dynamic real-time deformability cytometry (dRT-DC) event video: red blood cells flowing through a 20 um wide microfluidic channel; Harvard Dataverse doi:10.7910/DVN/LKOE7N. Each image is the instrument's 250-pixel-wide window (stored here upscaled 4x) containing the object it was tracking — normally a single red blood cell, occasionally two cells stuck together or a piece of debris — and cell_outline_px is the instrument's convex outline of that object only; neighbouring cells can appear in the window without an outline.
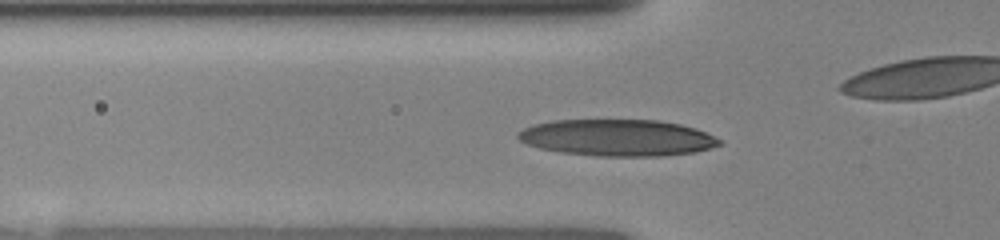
{"species": "human", "species_latin": "Homo sapiens", "temperature_condition": "room temperature", "stored_images_in_passage": 7, "camera_frame_rate_fps": 3000, "um_per_image_px": 0.085, "donor": {"sex": "female"}, "frame": {"image": 1, "passage_image": 5, "time_ms": 3.0, "image_size_px": [1000, 240], "cell_outline_px": [[724, 144], [696, 152], [660, 156], [596, 156], [560, 152], [540, 148], [528, 144], [520, 140], [516, 136], [516, 132], [532, 124], [552, 120], [660, 120], [680, 124], [696, 128], [724, 140]], "centroid_in_image_um": [52.5, 11.7], "position_along_channel_um": 73.3, "area_um2": 43.35}}